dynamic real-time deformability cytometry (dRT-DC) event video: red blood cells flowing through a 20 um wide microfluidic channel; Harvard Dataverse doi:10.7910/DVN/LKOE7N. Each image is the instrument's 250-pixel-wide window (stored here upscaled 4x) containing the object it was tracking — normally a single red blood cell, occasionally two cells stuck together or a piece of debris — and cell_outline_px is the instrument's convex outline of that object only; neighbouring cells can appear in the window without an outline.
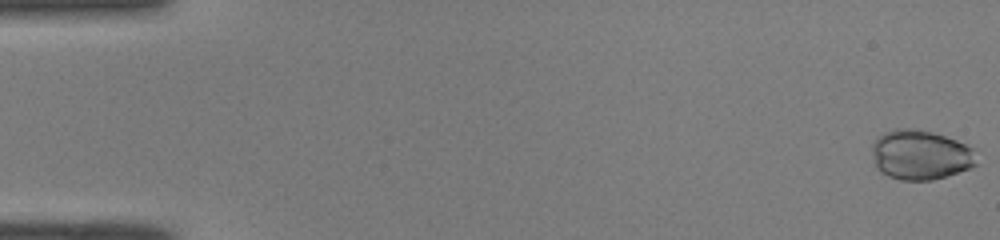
{"species": "common noctule bat (a hibernating species)", "species_latin": "Nyctalus noctula", "temperature_condition": "room temperature", "stored_images_in_passage": 51, "camera_frame_rate_fps": 3000, "um_per_image_px": 0.085, "animal": {"sex": "male", "body_mass_g": 19.0, "forearm_length_mm": 50.8}, "frame": {"image": 1, "passage_image": 1, "time_ms": 0.0, "image_size_px": [1000, 240], "cell_outline_px": [[976, 164], [972, 168], [932, 180], [900, 180], [888, 176], [880, 172], [876, 168], [872, 160], [872, 144], [884, 132], [896, 128], [916, 128], [932, 132], [956, 140], [972, 148]], "centroid_in_image_um": [78.19, 13.17], "position_along_channel_um": 6.8, "area_um2": 30.35}}
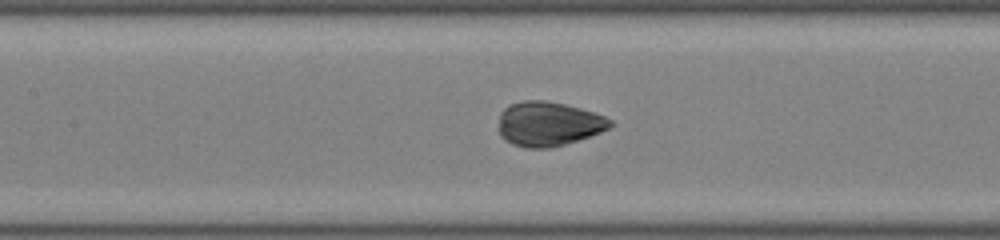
{"frame": {"image": 2, "passage_image": 24, "time_ms": 7.667, "image_size_px": [1000, 240], "cell_outline_px": [[612, 124], [608, 128], [600, 132], [564, 144], [548, 148], [528, 148], [512, 144], [504, 140], [500, 136], [500, 112], [504, 108], [512, 104], [524, 100], [544, 100], [564, 104], [580, 108], [604, 116], [612, 120]], "centroid_in_image_um": [46.59, 10.53], "position_along_channel_um": 160.8, "area_um2": 28.55}}
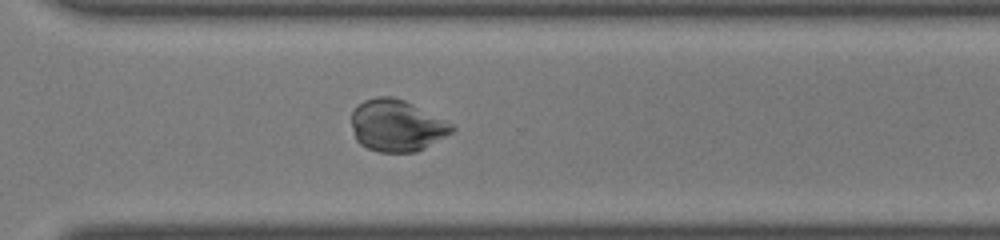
{"frame": {"image": 3, "passage_image": 37, "time_ms": 12.0, "image_size_px": [1000, 240], "cell_outline_px": [[456, 128], [452, 132], [424, 148], [416, 152], [380, 152], [368, 148], [360, 144], [356, 140], [352, 128], [352, 112], [364, 100], [376, 96], [392, 96], [404, 100], [452, 124]], "centroid_in_image_um": [33.7, 10.68], "position_along_channel_um": 336.9, "area_um2": 29.94}, "authors_computed_cell_mechanics": {"area_um2": 29.2468, "velocity_mm_per_s": 4.0748, "shape_relaxation_time_tau1_ms": 4.1159, "shape_relaxation_time_tau2_ms": null, "deformation_change_tau1": 0.1475, "deformation_change_tau2": null}}